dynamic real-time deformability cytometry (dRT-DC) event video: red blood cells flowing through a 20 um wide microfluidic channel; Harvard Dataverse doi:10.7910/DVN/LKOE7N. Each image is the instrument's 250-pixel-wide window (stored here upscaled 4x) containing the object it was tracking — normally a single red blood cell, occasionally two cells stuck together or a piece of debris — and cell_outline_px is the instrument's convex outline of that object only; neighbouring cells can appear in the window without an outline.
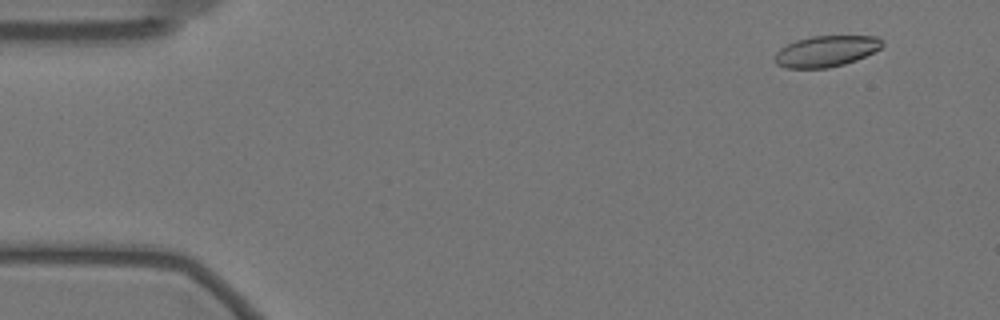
{"species": "Egyptian fruit bat (a non-hibernating species)", "species_latin": "Rousettus aegyptiacus", "temperature_condition": "warm", "stored_images_in_passage": 21, "camera_frame_rate_fps": 3000, "um_per_image_px": 0.085, "animal": {"sex": "female"}, "frame": {"image": 1, "passage_image": 3, "time_ms": 0.667, "image_size_px": [1000, 320], "cell_outline_px": [[884, 44], [880, 48], [856, 60], [844, 64], [828, 68], [784, 68], [776, 64], [776, 52], [780, 48], [796, 40], [812, 36], [876, 36], [884, 40]], "centroid_in_image_um": [70.22, 4.35], "position_along_channel_um": 14.8, "area_um2": 19.36}}
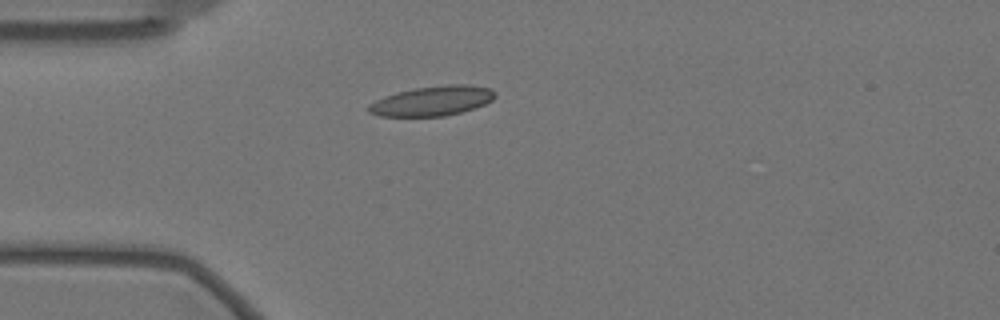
{"frame": {"image": 2, "passage_image": 14, "time_ms": 4.333, "image_size_px": [1000, 320], "cell_outline_px": [[496, 96], [492, 100], [476, 108], [444, 116], [380, 116], [368, 112], [368, 104], [384, 96], [396, 92], [416, 88], [448, 84], [468, 84], [488, 88], [496, 92]], "centroid_in_image_um": [36.74, 8.57], "position_along_channel_um": 48.3, "area_um2": 21.91}}
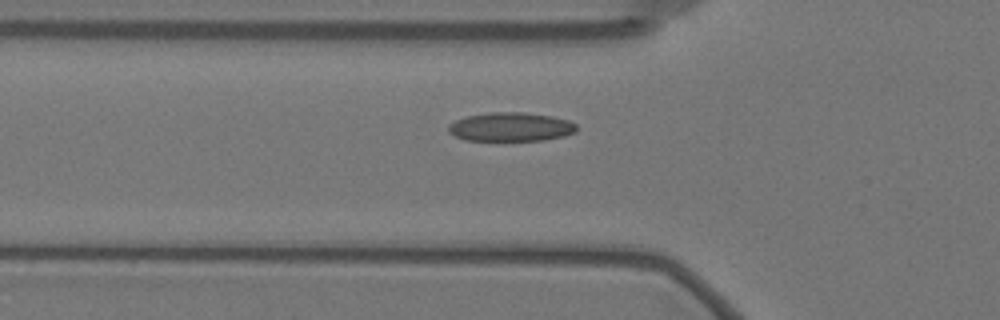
{"frame": {"image": 3, "passage_image": 18, "time_ms": 5.667, "image_size_px": [1000, 320], "cell_outline_px": [[580, 128], [576, 132], [564, 136], [544, 140], [464, 140], [448, 132], [448, 124], [464, 116], [492, 112], [524, 112], [552, 116], [568, 120], [576, 124]], "centroid_in_image_um": [43.44, 10.78], "position_along_channel_um": 82.4, "area_um2": 21.73}}